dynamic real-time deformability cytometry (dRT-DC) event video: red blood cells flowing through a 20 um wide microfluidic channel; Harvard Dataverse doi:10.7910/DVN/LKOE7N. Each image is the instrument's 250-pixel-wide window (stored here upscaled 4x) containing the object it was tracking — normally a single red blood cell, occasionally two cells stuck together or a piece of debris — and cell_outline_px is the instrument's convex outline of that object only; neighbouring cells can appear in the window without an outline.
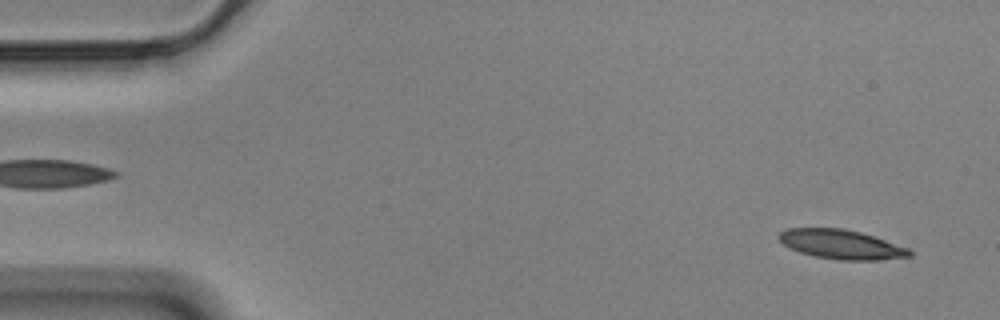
{"species": "Egyptian fruit bat (a non-hibernating species)", "species_latin": "Rousettus aegyptiacus", "temperature_condition": "cold", "stored_images_in_passage": 56, "camera_frame_rate_fps": 3000, "um_per_image_px": 0.085, "animal": {"sex": "male"}, "frame": {"image": 1, "passage_image": 3, "time_ms": 0.667, "image_size_px": [1000, 320], "cell_outline_px": [[912, 256], [876, 260], [840, 260], [816, 256], [800, 252], [784, 244], [776, 236], [780, 232], [788, 228], [844, 228], [860, 232], [908, 248], [912, 252]], "centroid_in_image_um": [71.49, 20.76], "position_along_channel_um": 13.5, "area_um2": 22.02}}
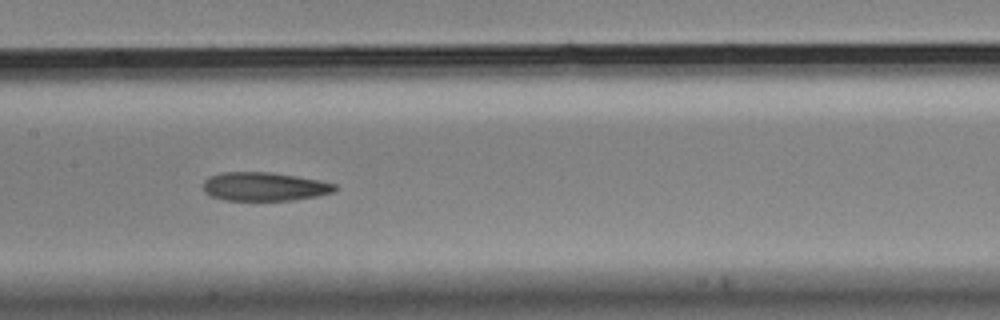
{"frame": {"image": 2, "passage_image": 27, "time_ms": 8.667, "image_size_px": [1000, 320], "cell_outline_px": [[336, 192], [316, 196], [292, 200], [224, 200], [212, 196], [204, 192], [204, 180], [208, 176], [224, 172], [272, 172], [320, 180], [336, 184]], "centroid_in_image_um": [22.48, 15.85], "position_along_channel_um": 184.9, "area_um2": 22.02}}
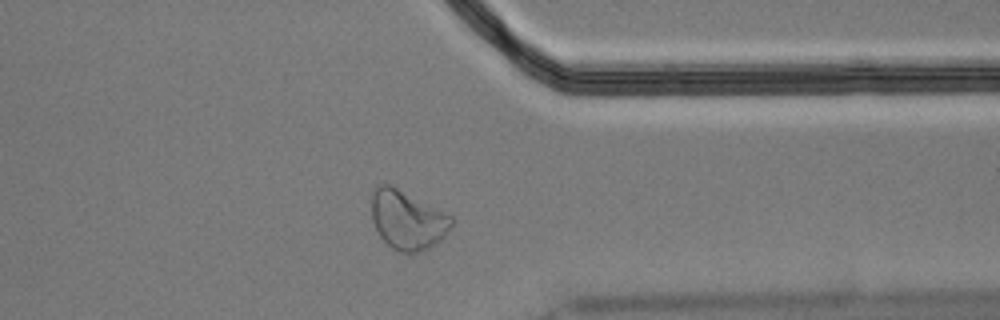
{"frame": {"image": 3, "passage_image": 44, "time_ms": 14.333, "image_size_px": [1000, 320], "cell_outline_px": [[452, 224], [448, 232], [440, 240], [428, 248], [420, 252], [400, 252], [392, 248], [380, 236], [372, 220], [372, 196], [376, 184], [388, 184], [452, 216]], "centroid_in_image_um": [34.61, 18.71], "position_along_channel_um": 376.8, "area_um2": 26.93}, "authors_computed_cell_mechanics": {"area_um2": 23.2645, "velocity_mm_per_s": 3.4847, "shape_relaxation_time_tau1_ms": 7.3365, "shape_relaxation_time_tau2_ms": 5.977, "deformation_change_tau1": 0.19, "deformation_change_tau2": 0.142}}